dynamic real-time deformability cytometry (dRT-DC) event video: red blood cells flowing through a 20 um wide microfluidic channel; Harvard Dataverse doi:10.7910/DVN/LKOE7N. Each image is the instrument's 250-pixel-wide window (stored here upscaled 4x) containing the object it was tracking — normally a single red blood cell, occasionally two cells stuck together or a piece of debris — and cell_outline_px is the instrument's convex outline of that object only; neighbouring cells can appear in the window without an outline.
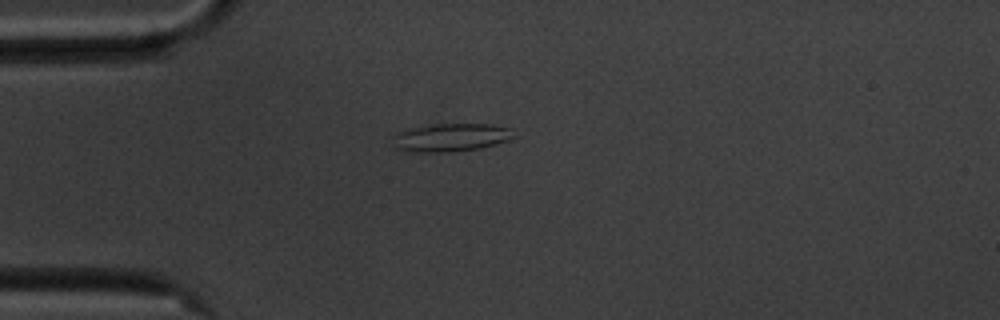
{"species": "common noctule bat (a hibernating species)", "species_latin": "Nyctalus noctula", "temperature_condition": "cold", "stored_images_in_passage": 27, "camera_frame_rate_fps": 3000, "um_per_image_px": 0.085, "animal": {"sex": "male", "body_mass_g": 20.1, "forearm_length_mm": 53.5}, "frame": {"image": 1, "passage_image": 1, "time_ms": 0.0, "image_size_px": [1000, 320], "cell_outline_px": [[516, 136], [508, 140], [476, 148], [452, 152], [416, 152], [392, 148], [392, 136], [396, 132], [412, 128], [436, 124], [492, 124], [508, 128]], "centroid_in_image_um": [38.23, 11.69], "position_along_channel_um": 46.8, "area_um2": 19.71}}
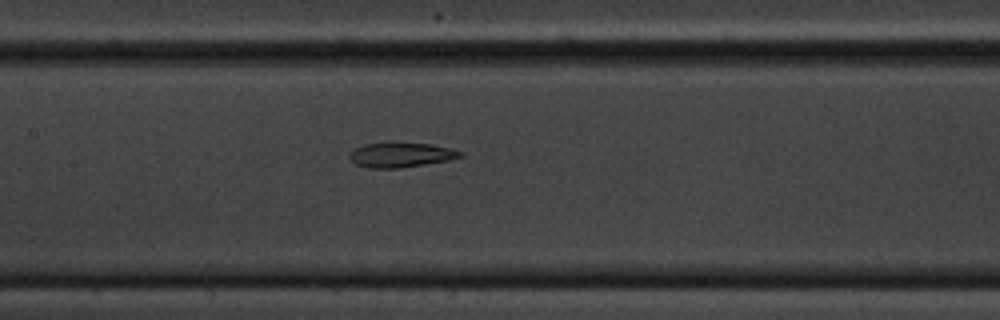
{"frame": {"image": 2, "passage_image": 13, "time_ms": 4.0, "image_size_px": [1000, 320], "cell_outline_px": [[464, 156], [448, 160], [400, 168], [368, 168], [356, 164], [348, 156], [356, 148], [364, 144], [388, 140], [396, 140], [432, 144], [452, 148], [464, 152]], "centroid_in_image_um": [34.1, 13.11], "position_along_channel_um": 173.3, "area_um2": 16.65}}
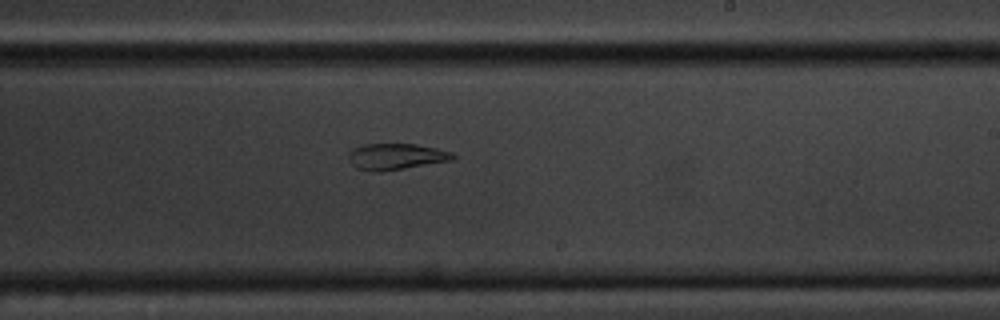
{"frame": {"image": 3, "passage_image": 20, "time_ms": 6.333, "image_size_px": [1000, 320], "cell_outline_px": [[456, 156], [452, 160], [380, 172], [372, 172], [356, 168], [348, 160], [348, 152], [352, 148], [364, 144], [416, 144], [436, 148], [452, 152]], "centroid_in_image_um": [33.61, 13.31], "position_along_channel_um": 255.4, "area_um2": 16.01}}